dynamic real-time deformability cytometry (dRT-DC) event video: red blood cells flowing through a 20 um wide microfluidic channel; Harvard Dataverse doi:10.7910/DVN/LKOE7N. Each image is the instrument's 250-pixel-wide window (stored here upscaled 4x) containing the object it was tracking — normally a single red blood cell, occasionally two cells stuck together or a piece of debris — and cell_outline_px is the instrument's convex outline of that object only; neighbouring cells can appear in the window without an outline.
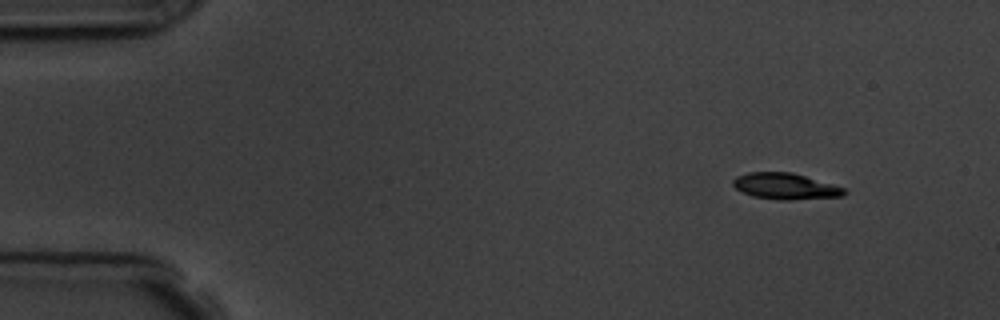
{"species": "common noctule bat (a hibernating species)", "species_latin": "Nyctalus noctula", "temperature_condition": "room temperature", "stored_images_in_passage": 5, "camera_frame_rate_fps": 3000, "um_per_image_px": 0.085, "animal": {"sex": "male", "body_mass_g": 19.5, "forearm_length_mm": 54.6}, "frame": {"image": 1, "passage_image": 1, "time_ms": 0.0, "image_size_px": [1000, 320], "cell_outline_px": [[848, 192], [844, 196], [792, 200], [780, 200], [752, 196], [736, 188], [732, 184], [732, 180], [736, 176], [748, 172], [792, 172], [848, 188]], "centroid_in_image_um": [66.81, 15.83], "position_along_channel_um": 18.2, "area_um2": 17.22}}
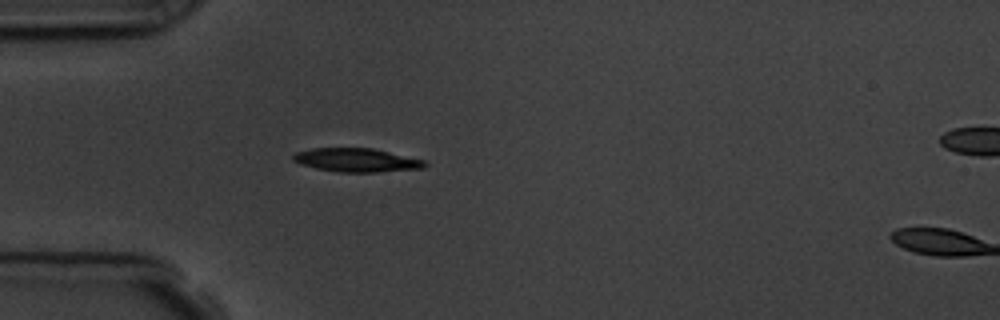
{"frame": {"image": 2, "passage_image": 4, "time_ms": 3.333, "image_size_px": [1000, 320], "cell_outline_px": [[428, 164], [424, 168], [376, 172], [340, 172], [316, 168], [300, 164], [292, 160], [292, 156], [296, 152], [312, 148], [372, 148], [424, 160]], "centroid_in_image_um": [30.29, 13.61], "position_along_channel_um": 54.7, "area_um2": 18.03}}